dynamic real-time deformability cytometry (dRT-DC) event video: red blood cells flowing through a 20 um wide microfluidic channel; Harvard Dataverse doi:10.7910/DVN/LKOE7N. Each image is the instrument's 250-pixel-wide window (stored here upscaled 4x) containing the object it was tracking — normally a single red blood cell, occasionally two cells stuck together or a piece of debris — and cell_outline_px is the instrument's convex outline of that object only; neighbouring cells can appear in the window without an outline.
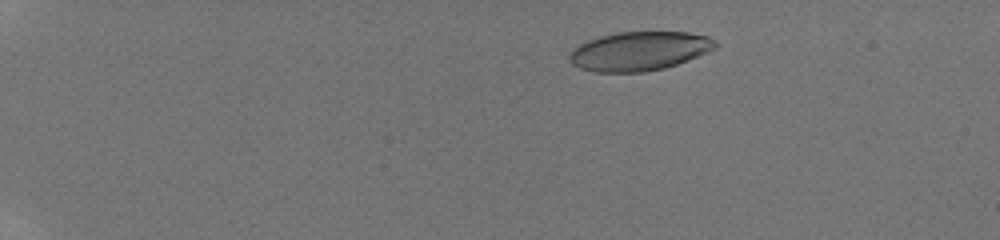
{"species": "human", "species_latin": "Homo sapiens", "temperature_condition": "room temperature", "stored_images_in_passage": 51, "camera_frame_rate_fps": 3000, "um_per_image_px": 0.085, "donor": {"sex": "male"}, "frame": {"image": 1, "passage_image": 10, "time_ms": 3.0, "image_size_px": [1000, 240], "cell_outline_px": [[716, 48], [708, 52], [688, 60], [664, 68], [644, 72], [596, 72], [580, 68], [572, 64], [568, 60], [568, 56], [572, 48], [588, 40], [600, 36], [616, 32], [688, 32], [708, 36], [716, 40]], "centroid_in_image_um": [54.32, 4.34], "position_along_channel_um": 30.7, "area_um2": 33.29}}
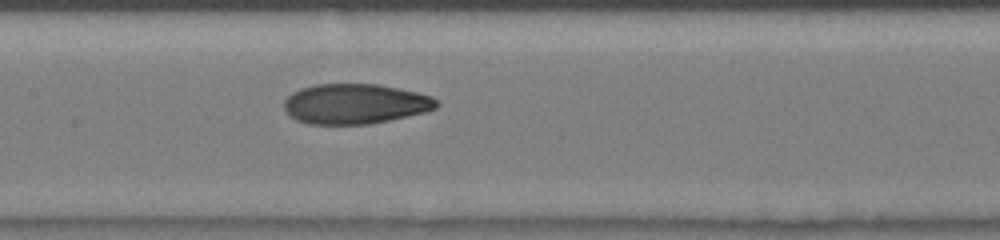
{"frame": {"image": 2, "passage_image": 29, "time_ms": 9.333, "image_size_px": [1000, 240], "cell_outline_px": [[440, 104], [436, 108], [424, 112], [388, 120], [368, 124], [308, 124], [296, 120], [288, 116], [284, 108], [284, 100], [292, 92], [300, 88], [316, 84], [376, 84], [416, 92], [432, 96]], "centroid_in_image_um": [30.14, 8.83], "position_along_channel_um": 177.3, "area_um2": 35.6}}
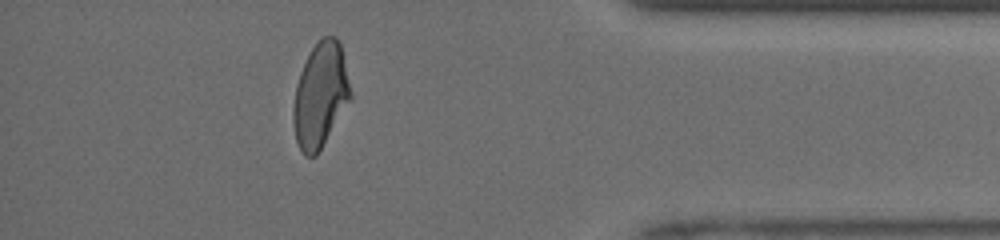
{"frame": {"image": 3, "passage_image": 47, "time_ms": 15.333, "image_size_px": [1000, 240], "cell_outline_px": [[352, 96], [316, 156], [304, 156], [296, 140], [292, 120], [292, 108], [296, 84], [300, 72], [312, 48], [324, 36], [336, 36], [340, 44], [352, 92]], "centroid_in_image_um": [27.21, 8.09], "position_along_channel_um": 408.0, "area_um2": 34.56}, "authors_computed_cell_mechanics": {"area_um2": 34.68, "velocity_mm_per_s": 4.2303, "shape_relaxation_time_tau1_ms": 5.6372, "shape_relaxation_time_tau2_ms": 1.1729, "deformation_change_tau1": 0.2052, "deformation_change_tau2": 0.0664}}